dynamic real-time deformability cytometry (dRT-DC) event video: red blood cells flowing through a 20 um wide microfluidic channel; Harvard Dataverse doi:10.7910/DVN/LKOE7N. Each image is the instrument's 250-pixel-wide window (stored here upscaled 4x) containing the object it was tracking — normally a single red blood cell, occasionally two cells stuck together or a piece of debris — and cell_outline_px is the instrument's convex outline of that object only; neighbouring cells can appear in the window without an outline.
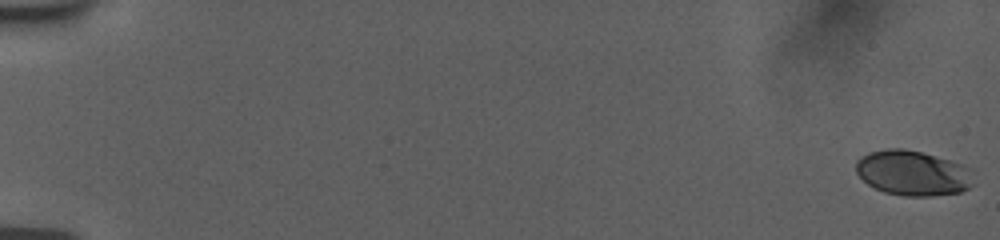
{"species": "human", "species_latin": "Homo sapiens", "temperature_condition": "room temperature", "stored_images_in_passage": 22, "camera_frame_rate_fps": 3000, "um_per_image_px": 0.085, "donor": {"sex": "female"}, "frame": {"image": 1, "passage_image": 1, "time_ms": 0.0, "image_size_px": [1000, 240], "cell_outline_px": [[968, 188], [960, 192], [932, 196], [904, 196], [884, 192], [868, 184], [856, 172], [856, 160], [868, 152], [888, 148], [904, 148], [920, 152], [948, 160], [960, 164]], "centroid_in_image_um": [77.39, 14.7], "position_along_channel_um": 7.6, "area_um2": 29.65}}
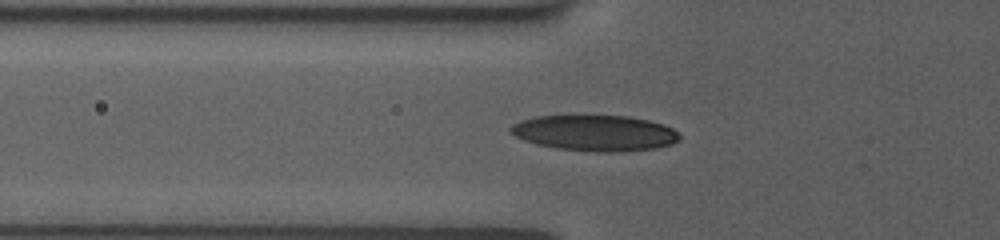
{"frame": {"image": 2, "passage_image": 19, "time_ms": 7.0, "image_size_px": [1000, 240], "cell_outline_px": [[680, 140], [672, 144], [656, 148], [620, 152], [596, 152], [556, 148], [536, 144], [524, 140], [508, 132], [508, 128], [512, 124], [520, 120], [536, 116], [628, 116], [648, 120], [672, 128], [680, 136]], "centroid_in_image_um": [50.53, 11.31], "position_along_channel_um": 75.3, "area_um2": 35.32}}
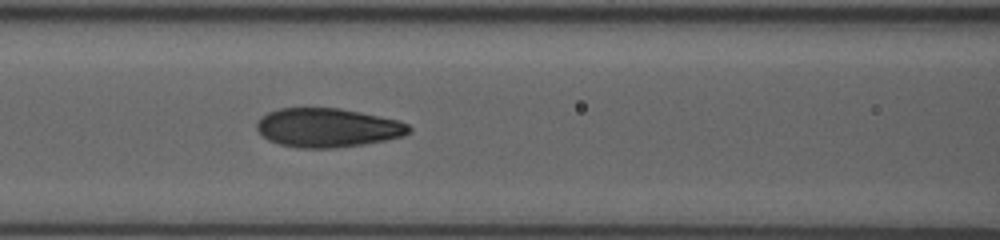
{"frame": {"image": 3, "passage_image": 22, "time_ms": 8.667, "image_size_px": [1000, 240], "cell_outline_px": [[412, 128], [404, 136], [364, 144], [336, 148], [296, 148], [280, 144], [268, 140], [256, 128], [256, 124], [260, 116], [268, 112], [280, 108], [340, 108], [360, 112], [396, 120], [408, 124]], "centroid_in_image_um": [27.82, 10.86], "position_along_channel_um": 138.8, "area_um2": 34.51}}